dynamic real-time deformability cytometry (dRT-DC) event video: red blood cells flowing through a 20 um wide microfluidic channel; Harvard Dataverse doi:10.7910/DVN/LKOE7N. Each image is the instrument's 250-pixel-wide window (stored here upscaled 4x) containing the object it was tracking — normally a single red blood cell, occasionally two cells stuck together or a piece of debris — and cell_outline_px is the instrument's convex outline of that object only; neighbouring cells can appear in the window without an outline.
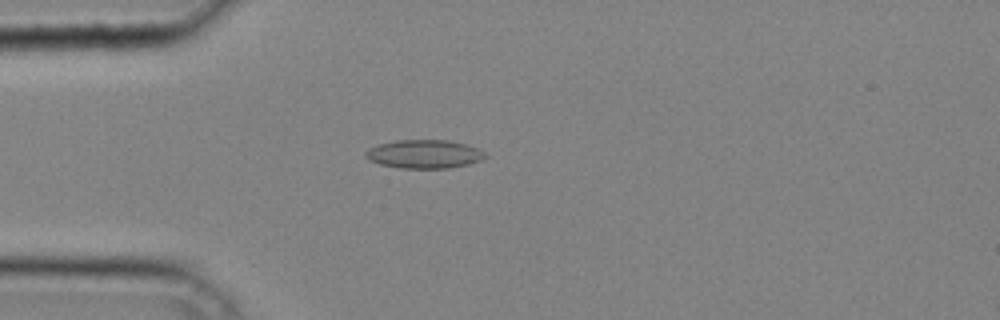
{"species": "common noctule bat (a hibernating species)", "species_latin": "Nyctalus noctula", "temperature_condition": "cold", "stored_images_in_passage": 40, "camera_frame_rate_fps": 3000, "um_per_image_px": 0.085, "animal": {"sex": "male", "body_mass_g": 20.4}, "frame": {"image": 1, "passage_image": 11, "time_ms": 3.333, "image_size_px": [1000, 320], "cell_outline_px": [[488, 156], [480, 160], [468, 164], [448, 168], [400, 168], [380, 164], [368, 160], [364, 156], [364, 152], [368, 148], [380, 144], [396, 140], [448, 140], [464, 144], [476, 148], [484, 152]], "centroid_in_image_um": [36.02, 13.1], "position_along_channel_um": 49.0, "area_um2": 19.83}}
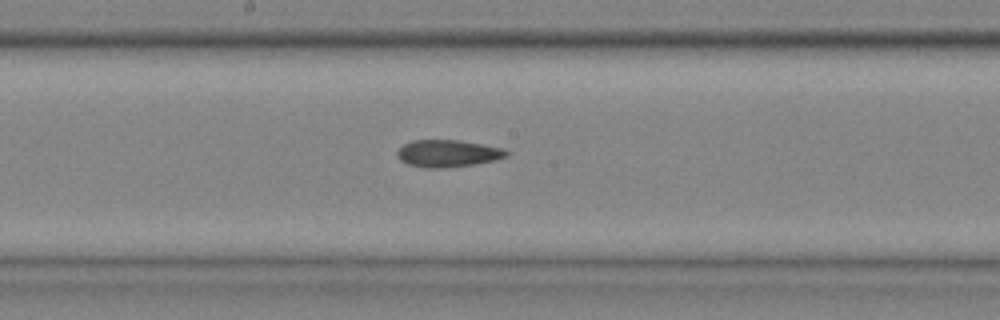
{"frame": {"image": 2, "passage_image": 22, "time_ms": 7.0, "image_size_px": [1000, 320], "cell_outline_px": [[512, 152], [508, 156], [496, 160], [476, 164], [448, 168], [424, 168], [408, 164], [400, 160], [396, 156], [396, 152], [404, 144], [412, 140], [456, 140], [504, 148]], "centroid_in_image_um": [38.09, 13.05], "position_along_channel_um": 210.1, "area_um2": 17.51}}
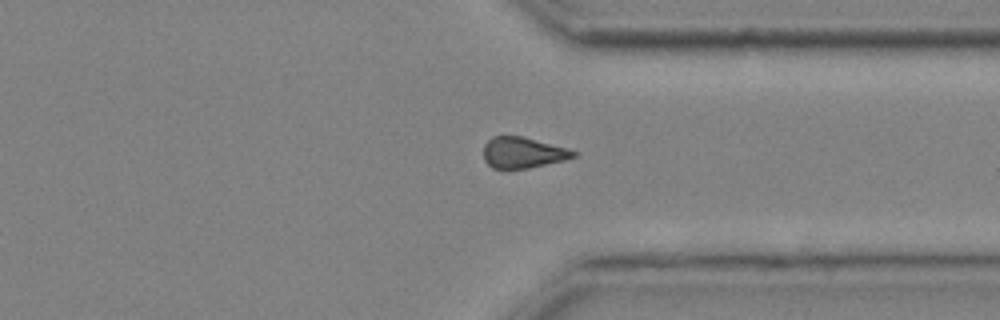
{"frame": {"image": 3, "passage_image": 32, "time_ms": 10.333, "image_size_px": [1000, 320], "cell_outline_px": [[580, 152], [576, 156], [564, 160], [528, 168], [504, 172], [492, 168], [484, 160], [484, 144], [492, 136], [524, 136], [568, 148]], "centroid_in_image_um": [44.43, 13.0], "position_along_channel_um": 367.0, "area_um2": 16.82}}